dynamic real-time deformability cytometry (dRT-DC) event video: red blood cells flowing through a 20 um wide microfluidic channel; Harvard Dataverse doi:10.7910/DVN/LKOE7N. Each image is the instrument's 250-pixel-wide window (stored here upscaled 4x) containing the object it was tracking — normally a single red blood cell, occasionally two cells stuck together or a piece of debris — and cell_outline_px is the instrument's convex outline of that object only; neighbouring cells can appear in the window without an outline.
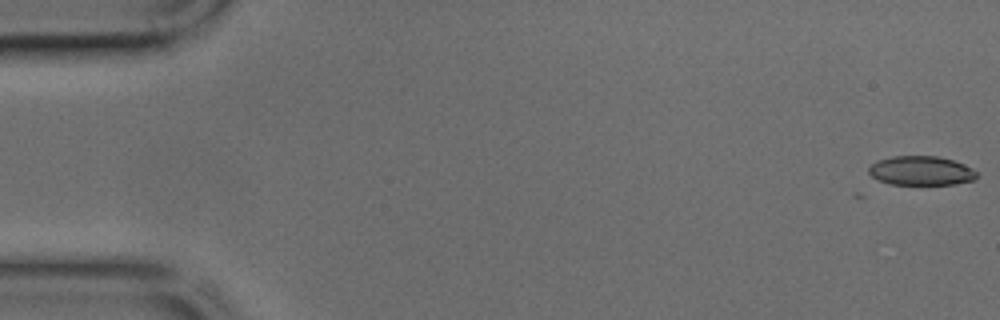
{"species": "common noctule bat (a hibernating species)", "species_latin": "Nyctalus noctula", "temperature_condition": "cold", "stored_images_in_passage": 36, "camera_frame_rate_fps": 3000, "um_per_image_px": 0.085, "animal": {"sex": "male", "body_mass_g": 17.9, "forearm_length_mm": 54.2}, "frame": {"image": 1, "passage_image": 1, "time_ms": 0.0, "image_size_px": [1000, 320], "cell_outline_px": [[976, 180], [952, 184], [892, 184], [880, 180], [872, 176], [868, 172], [868, 168], [872, 164], [880, 160], [892, 156], [936, 156], [952, 160], [964, 164], [972, 168], [976, 172]], "centroid_in_image_um": [78.31, 14.51], "position_along_channel_um": 6.7, "area_um2": 18.15}}
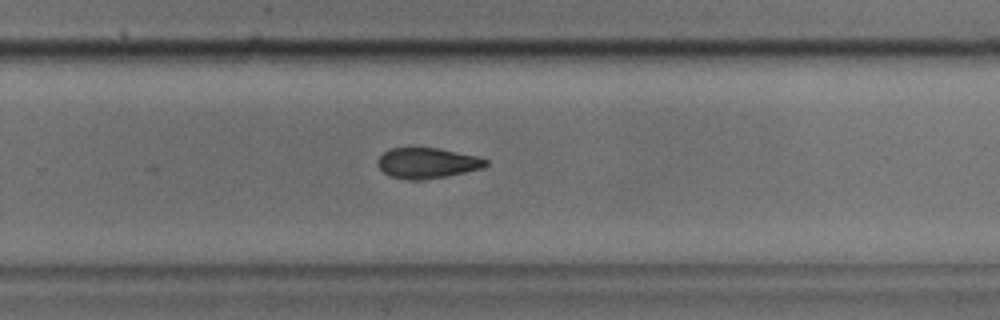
{"frame": {"image": 2, "passage_image": 29, "time_ms": 9.333, "image_size_px": [1000, 320], "cell_outline_px": [[488, 164], [484, 168], [448, 176], [424, 180], [408, 180], [388, 176], [376, 164], [376, 160], [384, 152], [392, 148], [436, 148], [480, 156], [488, 160]], "centroid_in_image_um": [36.33, 13.87], "position_along_channel_um": 293.5, "area_um2": 19.48}}
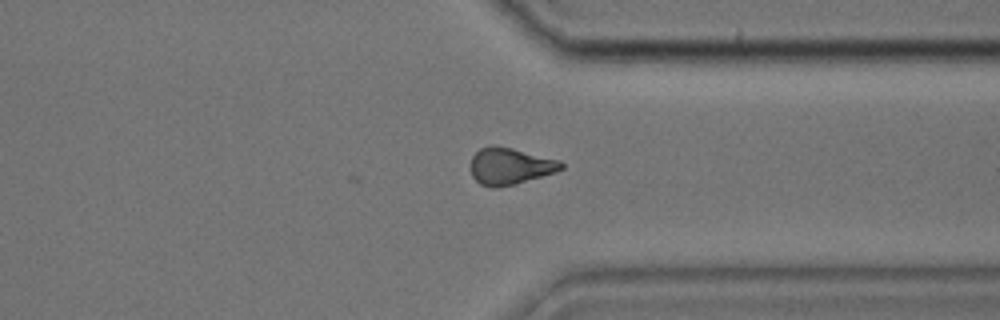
{"frame": {"image": 3, "passage_image": 34, "time_ms": 11.0, "image_size_px": [1000, 320], "cell_outline_px": [[564, 168], [556, 172], [516, 184], [496, 188], [488, 188], [480, 184], [472, 176], [472, 156], [480, 148], [488, 144], [492, 144], [512, 148], [560, 160], [564, 164]], "centroid_in_image_um": [43.35, 14.12], "position_along_channel_um": 368.0, "area_um2": 19.59}}